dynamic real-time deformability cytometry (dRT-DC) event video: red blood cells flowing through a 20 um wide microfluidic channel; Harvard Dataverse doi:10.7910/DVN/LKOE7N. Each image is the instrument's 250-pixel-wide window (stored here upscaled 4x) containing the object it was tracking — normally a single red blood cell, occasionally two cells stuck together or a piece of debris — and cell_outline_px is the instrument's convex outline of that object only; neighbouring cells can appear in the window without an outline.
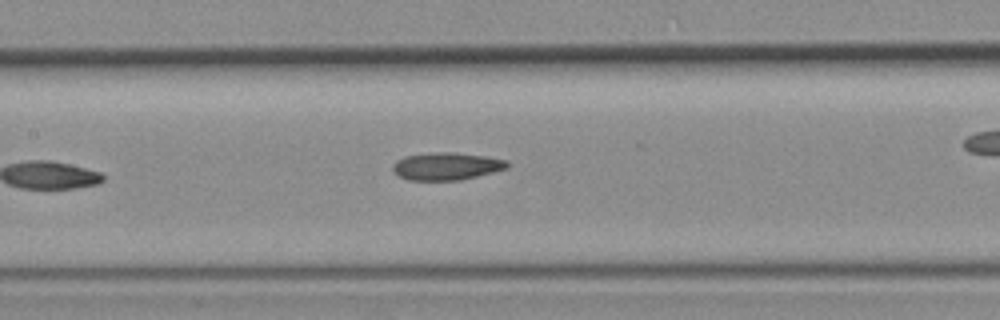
{"species": "common noctule bat (a hibernating species)", "species_latin": "Nyctalus noctula", "temperature_condition": "room temperature", "stored_images_in_passage": 7, "camera_frame_rate_fps": 3000, "um_per_image_px": 0.085, "animal": {"sex": "female", "body_mass_g": 19.3, "forearm_length_mm": 54.1}, "frame": {"image": 1, "passage_image": 6, "time_ms": 1.667, "image_size_px": [1000, 320], "cell_outline_px": [[508, 168], [460, 180], [408, 180], [400, 176], [392, 168], [392, 164], [396, 160], [404, 156], [440, 152], [448, 152], [484, 156], [508, 160]], "centroid_in_image_um": [37.94, 14.13], "position_along_channel_um": 169.5, "area_um2": 18.09}}